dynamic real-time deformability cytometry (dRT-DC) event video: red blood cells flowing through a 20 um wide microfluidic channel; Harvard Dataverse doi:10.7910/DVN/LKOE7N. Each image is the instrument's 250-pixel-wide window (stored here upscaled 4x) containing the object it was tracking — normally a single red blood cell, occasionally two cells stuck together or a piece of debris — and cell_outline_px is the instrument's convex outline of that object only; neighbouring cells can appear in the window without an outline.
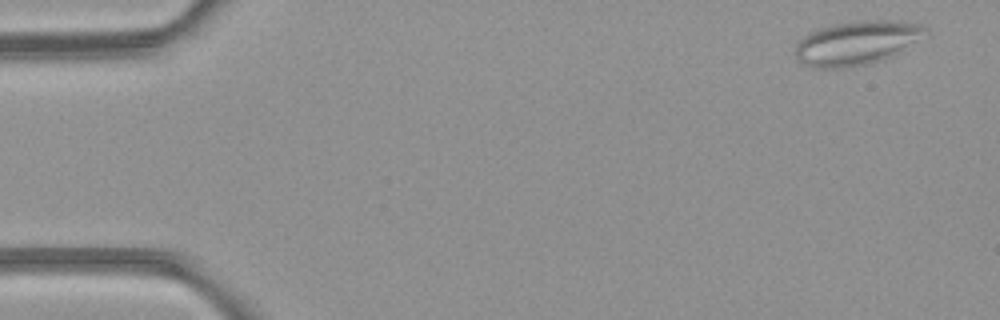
{"species": "common noctule bat (a hibernating species)", "species_latin": "Nyctalus noctula", "temperature_condition": "room temperature", "stored_images_in_passage": 5, "camera_frame_rate_fps": 3000, "um_per_image_px": 0.085, "animal": {"sex": "female", "body_mass_g": 21.9}, "frame": {"image": 1, "passage_image": 1, "time_ms": 0.0, "image_size_px": [1000, 320], "cell_outline_px": [[928, 36], [892, 56], [880, 60], [864, 64], [844, 68], [816, 68], [804, 64], [796, 60], [796, 40], [820, 28], [836, 24], [864, 20], [900, 20], [920, 24], [928, 28]], "centroid_in_image_um": [72.87, 3.64], "position_along_channel_um": 12.1, "area_um2": 33.52}}